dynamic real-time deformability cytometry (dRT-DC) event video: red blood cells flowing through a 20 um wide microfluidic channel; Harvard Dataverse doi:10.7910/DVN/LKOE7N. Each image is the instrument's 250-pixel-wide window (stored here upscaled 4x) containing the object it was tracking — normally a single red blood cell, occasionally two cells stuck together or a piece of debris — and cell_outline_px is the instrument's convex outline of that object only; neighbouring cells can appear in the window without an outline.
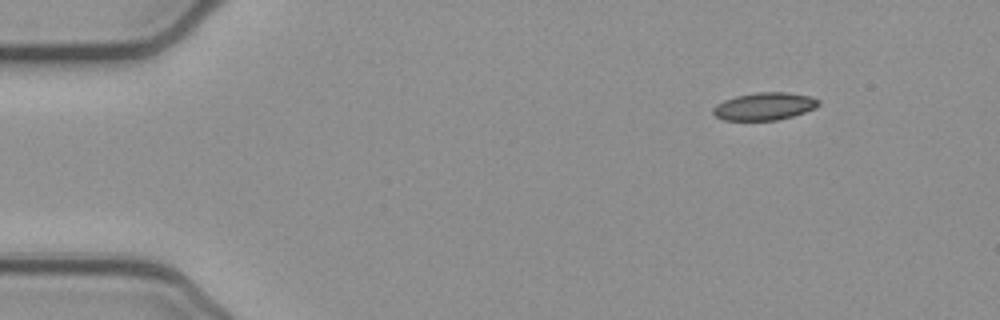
{"species": "common noctule bat (a hibernating species)", "species_latin": "Nyctalus noctula", "temperature_condition": "cold", "stored_images_in_passage": 47, "camera_frame_rate_fps": 3000, "um_per_image_px": 0.085, "animal": {"sex": "female", "body_mass_g": 21.9}, "frame": {"image": 1, "passage_image": 1, "time_ms": 0.0, "image_size_px": [1000, 320], "cell_outline_px": [[820, 104], [816, 108], [792, 116], [776, 120], [724, 120], [716, 116], [712, 112], [712, 108], [716, 104], [724, 100], [736, 96], [756, 92], [788, 92], [812, 96], [820, 100]], "centroid_in_image_um": [64.99, 9.02], "position_along_channel_um": 20.0, "area_um2": 17.05}}
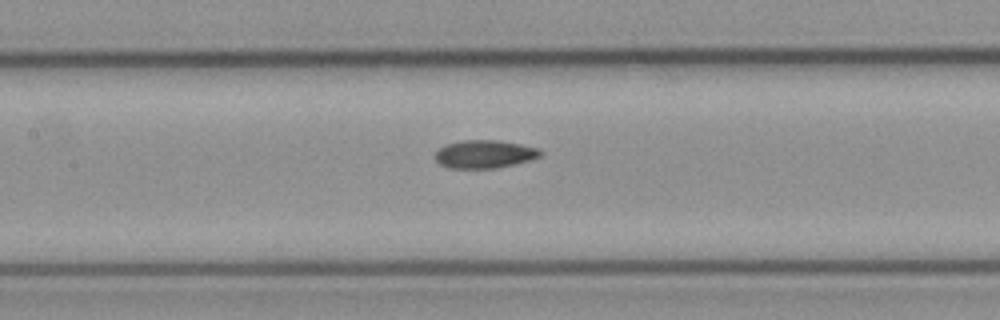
{"frame": {"image": 2, "passage_image": 19, "time_ms": 6.0, "image_size_px": [1000, 320], "cell_outline_px": [[544, 152], [540, 156], [516, 164], [496, 168], [448, 168], [440, 164], [432, 156], [440, 148], [448, 144], [464, 140], [500, 140], [540, 148]], "centroid_in_image_um": [41.2, 13.1], "position_along_channel_um": 166.2, "area_um2": 17.28}}
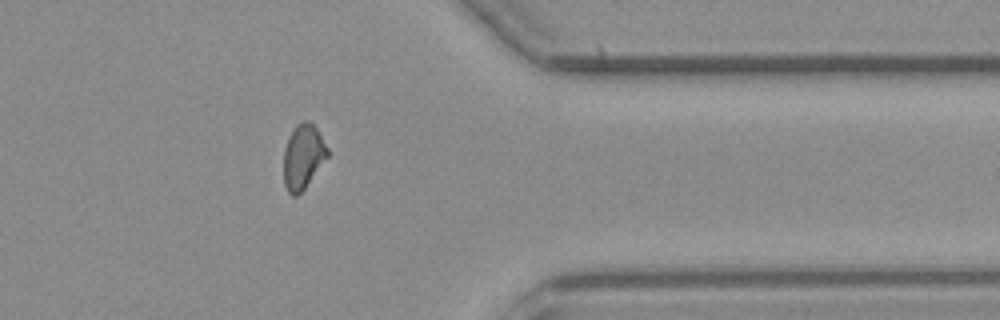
{"frame": {"image": 3, "passage_image": 37, "time_ms": 12.0, "image_size_px": [1000, 320], "cell_outline_px": [[328, 156], [304, 188], [296, 196], [292, 196], [288, 192], [284, 184], [284, 148], [292, 128], [296, 124], [304, 120], [308, 120], [316, 128], [328, 148]], "centroid_in_image_um": [25.74, 13.29], "position_along_channel_um": 385.7, "area_um2": 16.36}, "authors_computed_cell_mechanics": {"area_um2": 16.9932, "velocity_mm_per_s": 3.9042, "shape_relaxation_time_tau1_ms": null, "shape_relaxation_time_tau2_ms": 6.0498, "deformation_change_tau1": null, "deformation_change_tau2": 0.1217}}